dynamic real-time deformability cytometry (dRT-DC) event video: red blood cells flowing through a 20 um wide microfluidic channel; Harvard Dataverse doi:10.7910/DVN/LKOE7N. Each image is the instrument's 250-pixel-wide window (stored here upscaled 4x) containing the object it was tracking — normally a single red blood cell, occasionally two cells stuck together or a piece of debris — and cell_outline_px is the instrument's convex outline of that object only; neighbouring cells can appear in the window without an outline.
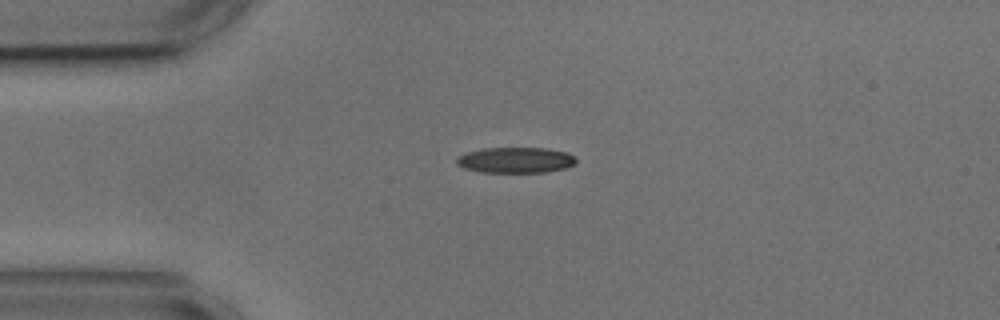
{"species": "common noctule bat (a hibernating species)", "species_latin": "Nyctalus noctula", "temperature_condition": "cold", "stored_images_in_passage": 43, "camera_frame_rate_fps": 3000, "um_per_image_px": 0.085, "animal": {"sex": "male", "body_mass_g": 17.9, "forearm_length_mm": 54.2}, "frame": {"image": 1, "passage_image": 1, "time_ms": 0.0, "image_size_px": [1000, 320], "cell_outline_px": [[576, 164], [564, 168], [544, 172], [480, 172], [464, 168], [456, 164], [456, 156], [468, 152], [484, 148], [544, 148], [568, 152], [576, 160]], "centroid_in_image_um": [43.8, 13.61], "position_along_channel_um": 41.2, "area_um2": 17.86}}
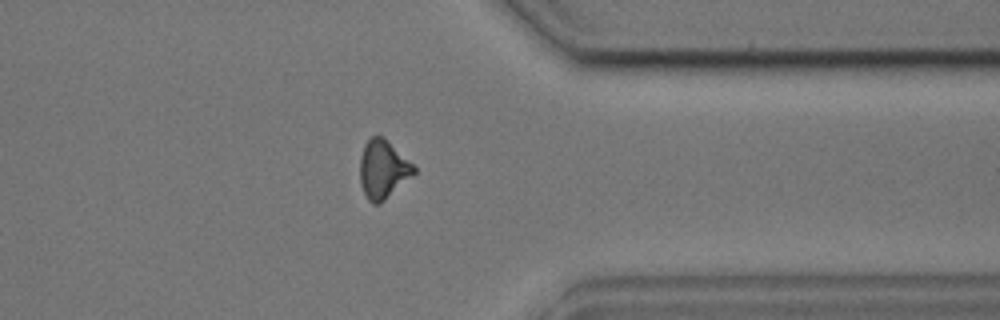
{"frame": {"image": 2, "passage_image": 31, "time_ms": 10.0, "image_size_px": [1000, 320], "cell_outline_px": [[416, 172], [412, 176], [380, 204], [372, 204], [368, 200], [360, 184], [360, 156], [364, 144], [372, 136], [384, 136], [416, 168]], "centroid_in_image_um": [32.53, 14.39], "position_along_channel_um": 378.9, "area_um2": 18.32}}
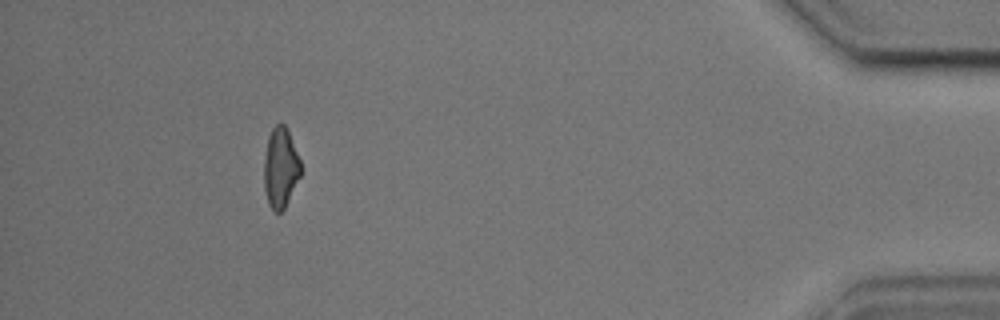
{"frame": {"image": 3, "passage_image": 38, "time_ms": 12.333, "image_size_px": [1000, 320], "cell_outline_px": [[300, 176], [284, 208], [280, 212], [276, 212], [268, 204], [264, 188], [264, 156], [268, 136], [272, 128], [276, 124], [284, 124], [288, 132], [300, 160]], "centroid_in_image_um": [23.82, 14.25], "position_along_channel_um": 411.4, "area_um2": 16.88}, "authors_computed_cell_mechanics": {"area_um2": 17.9758, "velocity_mm_per_s": 3.6597, "shape_relaxation_time_tau1_ms": 7.9843, "shape_relaxation_time_tau2_ms": 4.7765, "deformation_change_tau1": 0.1966, "deformation_change_tau2": 0.1463}}